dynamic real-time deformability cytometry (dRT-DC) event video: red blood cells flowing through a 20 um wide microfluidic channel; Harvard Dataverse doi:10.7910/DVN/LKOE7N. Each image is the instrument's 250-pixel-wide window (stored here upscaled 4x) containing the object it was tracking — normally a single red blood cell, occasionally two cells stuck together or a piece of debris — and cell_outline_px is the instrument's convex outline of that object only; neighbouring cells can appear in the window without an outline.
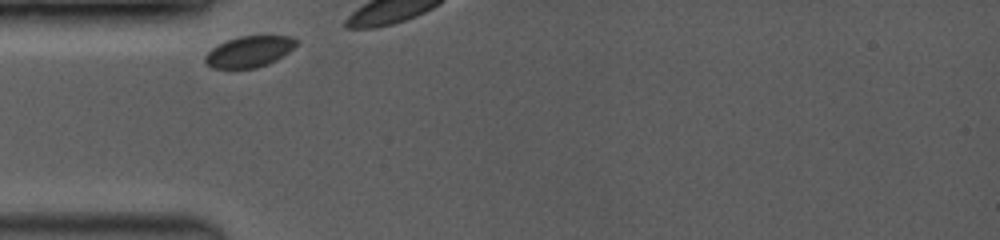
{"species": "common noctule bat (a hibernating species)", "species_latin": "Nyctalus noctula", "temperature_condition": "room temperature", "stored_images_in_passage": 5, "camera_frame_rate_fps": 3500, "um_per_image_px": 0.085, "animal": {"sex": "female", "body_mass_g": 19.0, "forearm_length_mm": 53.3}, "frame": {"image": 1, "passage_image": 1, "time_ms": 0.0, "image_size_px": [1000, 240], "cell_outline_px": [[296, 44], [288, 52], [276, 60], [268, 64], [256, 68], [212, 68], [204, 64], [204, 56], [212, 48], [228, 40], [240, 36], [292, 36], [296, 40]], "centroid_in_image_um": [21.15, 4.4], "position_along_channel_um": 63.9, "area_um2": 16.36}}